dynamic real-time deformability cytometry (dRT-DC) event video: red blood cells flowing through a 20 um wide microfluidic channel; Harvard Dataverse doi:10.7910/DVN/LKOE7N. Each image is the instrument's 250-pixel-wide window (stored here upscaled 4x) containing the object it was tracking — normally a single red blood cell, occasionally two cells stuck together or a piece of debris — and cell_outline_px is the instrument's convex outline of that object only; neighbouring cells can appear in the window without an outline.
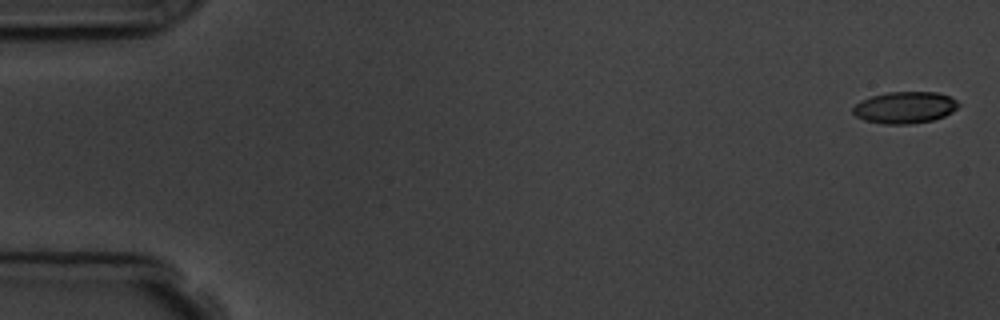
{"species": "common noctule bat (a hibernating species)", "species_latin": "Nyctalus noctula", "temperature_condition": "room temperature", "stored_images_in_passage": 6, "camera_frame_rate_fps": 3000, "um_per_image_px": 0.085, "animal": {"sex": "male", "body_mass_g": 19.5, "forearm_length_mm": 54.6}, "frame": {"image": 1, "passage_image": 1, "time_ms": 0.0, "image_size_px": [1000, 320], "cell_outline_px": [[960, 104], [952, 112], [944, 116], [932, 120], [908, 124], [884, 124], [864, 120], [856, 116], [852, 112], [852, 108], [860, 100], [872, 96], [888, 92], [936, 92], [948, 96], [956, 100]], "centroid_in_image_um": [76.89, 9.14], "position_along_channel_um": 8.1, "area_um2": 19.42}}
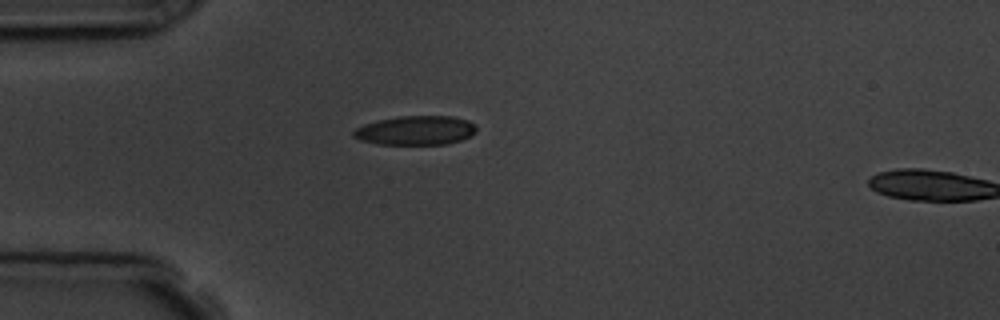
{"frame": {"image": 2, "passage_image": 5, "time_ms": 4.667, "image_size_px": [1000, 320], "cell_outline_px": [[476, 132], [460, 140], [448, 144], [376, 144], [360, 140], [352, 136], [352, 132], [356, 128], [364, 124], [380, 120], [400, 116], [452, 116], [468, 120], [476, 124]], "centroid_in_image_um": [35.33, 11.08], "position_along_channel_um": 49.7, "area_um2": 20.87}}